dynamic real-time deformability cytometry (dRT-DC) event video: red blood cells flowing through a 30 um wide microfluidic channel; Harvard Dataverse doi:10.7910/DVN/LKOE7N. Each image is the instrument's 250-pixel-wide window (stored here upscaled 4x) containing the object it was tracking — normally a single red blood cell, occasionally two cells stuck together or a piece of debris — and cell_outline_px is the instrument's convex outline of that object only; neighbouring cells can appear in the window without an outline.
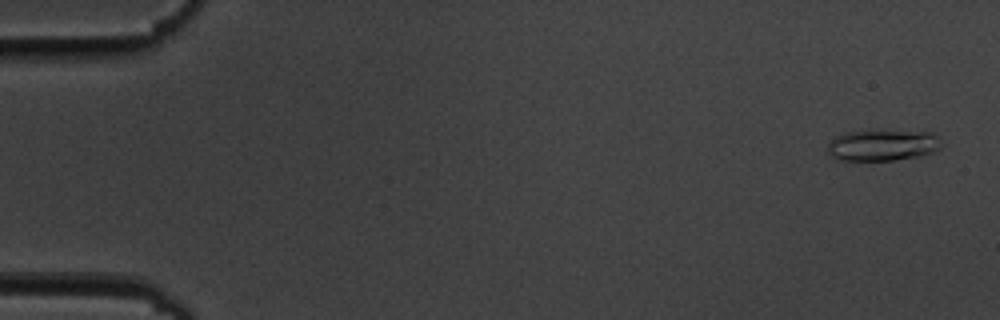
{"species": "common noctule bat (a hibernating species)", "species_latin": "Nyctalus noctula", "temperature_condition": "cold", "stored_images_in_passage": 56, "camera_frame_rate_fps": 3000, "um_per_image_px": 0.085, "animal": {"sex": "male", "body_mass_g": 19.5, "forearm_length_mm": 54.6}, "frame": {"image": 1, "passage_image": 3, "time_ms": 0.667, "image_size_px": [1000, 320], "cell_outline_px": [[944, 144], [940, 148], [932, 152], [920, 156], [892, 160], [840, 160], [832, 156], [828, 152], [828, 144], [836, 136], [844, 132], [872, 128], [932, 132]], "centroid_in_image_um": [75.04, 12.29], "position_along_channel_um": 10.0, "area_um2": 21.44}}
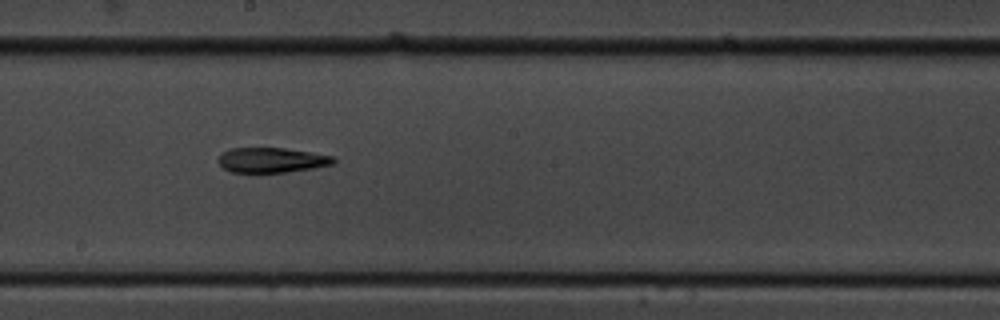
{"frame": {"image": 2, "passage_image": 32, "time_ms": 10.333, "image_size_px": [1000, 320], "cell_outline_px": [[336, 160], [332, 164], [312, 168], [288, 172], [232, 172], [224, 168], [216, 160], [220, 152], [232, 148], [284, 148], [332, 156]], "centroid_in_image_um": [23.02, 13.6], "position_along_channel_um": 225.2, "area_um2": 16.65}}
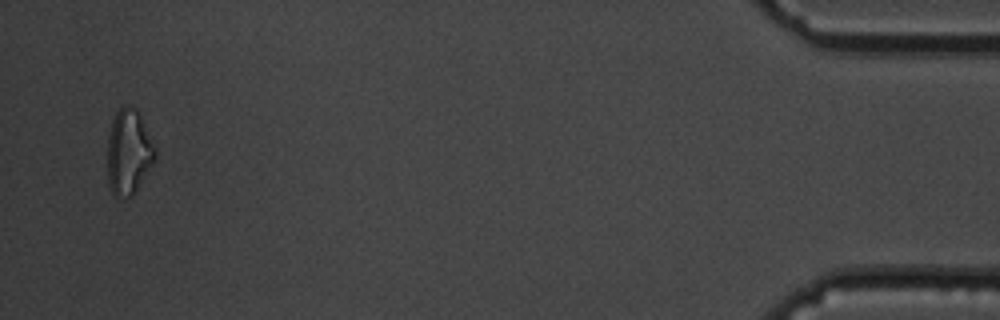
{"frame": {"image": 3, "passage_image": 55, "time_ms": 18.0, "image_size_px": [1000, 320], "cell_outline_px": [[156, 156], [152, 164], [132, 196], [116, 196], [112, 192], [108, 184], [108, 136], [112, 120], [116, 112], [120, 108], [128, 104], [136, 108], [156, 148]], "centroid_in_image_um": [10.93, 12.9], "position_along_channel_um": 424.3, "area_um2": 23.35}, "authors_computed_cell_mechanics": {"area_um2": 17.8602, "velocity_mm_per_s": 3.632, "shape_relaxation_time_tau1_ms": 6.3987, "shape_relaxation_time_tau2_ms": 5.1368, "deformation_change_tau1": 0.2, "deformation_change_tau2": 0.1716}}